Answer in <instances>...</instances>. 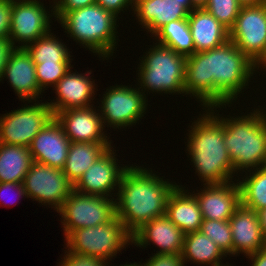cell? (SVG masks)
<instances>
[{"label": "cell", "mask_w": 266, "mask_h": 266, "mask_svg": "<svg viewBox=\"0 0 266 266\" xmlns=\"http://www.w3.org/2000/svg\"><path fill=\"white\" fill-rule=\"evenodd\" d=\"M255 69V64L229 39L216 48L187 56L185 95L199 99L204 109L224 108L242 93Z\"/></svg>", "instance_id": "cell-1"}, {"label": "cell", "mask_w": 266, "mask_h": 266, "mask_svg": "<svg viewBox=\"0 0 266 266\" xmlns=\"http://www.w3.org/2000/svg\"><path fill=\"white\" fill-rule=\"evenodd\" d=\"M176 184L147 168L128 166L115 193L116 217L133 234L144 223L166 215L167 201Z\"/></svg>", "instance_id": "cell-2"}, {"label": "cell", "mask_w": 266, "mask_h": 266, "mask_svg": "<svg viewBox=\"0 0 266 266\" xmlns=\"http://www.w3.org/2000/svg\"><path fill=\"white\" fill-rule=\"evenodd\" d=\"M213 109L205 110L207 113L192 123L187 135L188 154L204 186L232 182L235 174L224 143L223 124L214 116Z\"/></svg>", "instance_id": "cell-3"}, {"label": "cell", "mask_w": 266, "mask_h": 266, "mask_svg": "<svg viewBox=\"0 0 266 266\" xmlns=\"http://www.w3.org/2000/svg\"><path fill=\"white\" fill-rule=\"evenodd\" d=\"M214 115L224 127V143L234 172L266 166V118L261 109L250 115L224 118ZM246 169V171H244Z\"/></svg>", "instance_id": "cell-4"}, {"label": "cell", "mask_w": 266, "mask_h": 266, "mask_svg": "<svg viewBox=\"0 0 266 266\" xmlns=\"http://www.w3.org/2000/svg\"><path fill=\"white\" fill-rule=\"evenodd\" d=\"M117 19L113 13L95 3L68 11L59 23L74 41L85 45L102 59H109L117 45Z\"/></svg>", "instance_id": "cell-5"}, {"label": "cell", "mask_w": 266, "mask_h": 266, "mask_svg": "<svg viewBox=\"0 0 266 266\" xmlns=\"http://www.w3.org/2000/svg\"><path fill=\"white\" fill-rule=\"evenodd\" d=\"M139 59V89L166 94H184L186 56L173 49L155 43L152 48Z\"/></svg>", "instance_id": "cell-6"}, {"label": "cell", "mask_w": 266, "mask_h": 266, "mask_svg": "<svg viewBox=\"0 0 266 266\" xmlns=\"http://www.w3.org/2000/svg\"><path fill=\"white\" fill-rule=\"evenodd\" d=\"M65 238L66 251L105 261H111L128 243H132V234L116 216L106 224L73 230Z\"/></svg>", "instance_id": "cell-7"}, {"label": "cell", "mask_w": 266, "mask_h": 266, "mask_svg": "<svg viewBox=\"0 0 266 266\" xmlns=\"http://www.w3.org/2000/svg\"><path fill=\"white\" fill-rule=\"evenodd\" d=\"M115 199L100 195L82 194L75 190L57 211L65 237L79 228L95 227L110 222L116 216ZM63 221V222H62Z\"/></svg>", "instance_id": "cell-8"}, {"label": "cell", "mask_w": 266, "mask_h": 266, "mask_svg": "<svg viewBox=\"0 0 266 266\" xmlns=\"http://www.w3.org/2000/svg\"><path fill=\"white\" fill-rule=\"evenodd\" d=\"M34 102L0 117V143L29 147L33 138L55 117L46 102Z\"/></svg>", "instance_id": "cell-9"}, {"label": "cell", "mask_w": 266, "mask_h": 266, "mask_svg": "<svg viewBox=\"0 0 266 266\" xmlns=\"http://www.w3.org/2000/svg\"><path fill=\"white\" fill-rule=\"evenodd\" d=\"M23 185L27 198L36 200L42 205H51L56 211L74 190V185L62 168L51 167L37 161L32 162Z\"/></svg>", "instance_id": "cell-10"}, {"label": "cell", "mask_w": 266, "mask_h": 266, "mask_svg": "<svg viewBox=\"0 0 266 266\" xmlns=\"http://www.w3.org/2000/svg\"><path fill=\"white\" fill-rule=\"evenodd\" d=\"M106 90L99 110L103 125L126 128L144 117L148 104L146 95L138 87L117 85Z\"/></svg>", "instance_id": "cell-11"}, {"label": "cell", "mask_w": 266, "mask_h": 266, "mask_svg": "<svg viewBox=\"0 0 266 266\" xmlns=\"http://www.w3.org/2000/svg\"><path fill=\"white\" fill-rule=\"evenodd\" d=\"M229 39L256 64L266 52V3L241 7Z\"/></svg>", "instance_id": "cell-12"}, {"label": "cell", "mask_w": 266, "mask_h": 266, "mask_svg": "<svg viewBox=\"0 0 266 266\" xmlns=\"http://www.w3.org/2000/svg\"><path fill=\"white\" fill-rule=\"evenodd\" d=\"M48 13L39 0H12L9 39L13 46L18 48V42L19 48H26L49 34L52 15Z\"/></svg>", "instance_id": "cell-13"}, {"label": "cell", "mask_w": 266, "mask_h": 266, "mask_svg": "<svg viewBox=\"0 0 266 266\" xmlns=\"http://www.w3.org/2000/svg\"><path fill=\"white\" fill-rule=\"evenodd\" d=\"M112 148L110 147L88 168L74 185L75 191L82 194L112 197L111 192L118 189L121 177L128 168L127 165L125 167L118 165L116 162L118 159Z\"/></svg>", "instance_id": "cell-14"}, {"label": "cell", "mask_w": 266, "mask_h": 266, "mask_svg": "<svg viewBox=\"0 0 266 266\" xmlns=\"http://www.w3.org/2000/svg\"><path fill=\"white\" fill-rule=\"evenodd\" d=\"M93 107L70 108L54 114L70 142L112 143L103 132L99 109Z\"/></svg>", "instance_id": "cell-15"}, {"label": "cell", "mask_w": 266, "mask_h": 266, "mask_svg": "<svg viewBox=\"0 0 266 266\" xmlns=\"http://www.w3.org/2000/svg\"><path fill=\"white\" fill-rule=\"evenodd\" d=\"M194 9L190 0H134L133 3L139 24L151 36L167 23L188 18Z\"/></svg>", "instance_id": "cell-16"}, {"label": "cell", "mask_w": 266, "mask_h": 266, "mask_svg": "<svg viewBox=\"0 0 266 266\" xmlns=\"http://www.w3.org/2000/svg\"><path fill=\"white\" fill-rule=\"evenodd\" d=\"M203 219L229 220L241 205L240 188L232 181L223 184H206L198 193H194Z\"/></svg>", "instance_id": "cell-17"}, {"label": "cell", "mask_w": 266, "mask_h": 266, "mask_svg": "<svg viewBox=\"0 0 266 266\" xmlns=\"http://www.w3.org/2000/svg\"><path fill=\"white\" fill-rule=\"evenodd\" d=\"M3 77H7L21 101H36L43 92L36 79L35 63L26 48L18 47L11 52Z\"/></svg>", "instance_id": "cell-18"}, {"label": "cell", "mask_w": 266, "mask_h": 266, "mask_svg": "<svg viewBox=\"0 0 266 266\" xmlns=\"http://www.w3.org/2000/svg\"><path fill=\"white\" fill-rule=\"evenodd\" d=\"M70 143L61 124L54 117L33 138L28 148L33 161L55 168H63L67 160Z\"/></svg>", "instance_id": "cell-19"}, {"label": "cell", "mask_w": 266, "mask_h": 266, "mask_svg": "<svg viewBox=\"0 0 266 266\" xmlns=\"http://www.w3.org/2000/svg\"><path fill=\"white\" fill-rule=\"evenodd\" d=\"M185 234L166 215L144 223L132 234V243L146 247L152 242L160 249L157 253L181 254Z\"/></svg>", "instance_id": "cell-20"}, {"label": "cell", "mask_w": 266, "mask_h": 266, "mask_svg": "<svg viewBox=\"0 0 266 266\" xmlns=\"http://www.w3.org/2000/svg\"><path fill=\"white\" fill-rule=\"evenodd\" d=\"M88 71L84 76L78 72L71 73L70 70L54 86L57 95L56 102L52 100L47 104L53 110V113L60 112L70 108H86L93 104L91 100L95 95V82L91 81ZM93 96V97H92Z\"/></svg>", "instance_id": "cell-21"}, {"label": "cell", "mask_w": 266, "mask_h": 266, "mask_svg": "<svg viewBox=\"0 0 266 266\" xmlns=\"http://www.w3.org/2000/svg\"><path fill=\"white\" fill-rule=\"evenodd\" d=\"M228 221L232 232L233 256L240 253L250 256L266 247L258 212L240 205Z\"/></svg>", "instance_id": "cell-22"}, {"label": "cell", "mask_w": 266, "mask_h": 266, "mask_svg": "<svg viewBox=\"0 0 266 266\" xmlns=\"http://www.w3.org/2000/svg\"><path fill=\"white\" fill-rule=\"evenodd\" d=\"M187 19L195 53L211 50L229 40V30L204 8H195Z\"/></svg>", "instance_id": "cell-23"}, {"label": "cell", "mask_w": 266, "mask_h": 266, "mask_svg": "<svg viewBox=\"0 0 266 266\" xmlns=\"http://www.w3.org/2000/svg\"><path fill=\"white\" fill-rule=\"evenodd\" d=\"M184 188L182 185H177L170 194L166 206V216L184 234H187L200 230L203 216L195 195L189 194Z\"/></svg>", "instance_id": "cell-24"}, {"label": "cell", "mask_w": 266, "mask_h": 266, "mask_svg": "<svg viewBox=\"0 0 266 266\" xmlns=\"http://www.w3.org/2000/svg\"><path fill=\"white\" fill-rule=\"evenodd\" d=\"M111 143L71 142L63 172L69 181L75 185L88 168L103 155Z\"/></svg>", "instance_id": "cell-25"}, {"label": "cell", "mask_w": 266, "mask_h": 266, "mask_svg": "<svg viewBox=\"0 0 266 266\" xmlns=\"http://www.w3.org/2000/svg\"><path fill=\"white\" fill-rule=\"evenodd\" d=\"M181 255L184 264L191 261L206 266H223L221 260L226 256L214 241L201 231L185 234Z\"/></svg>", "instance_id": "cell-26"}, {"label": "cell", "mask_w": 266, "mask_h": 266, "mask_svg": "<svg viewBox=\"0 0 266 266\" xmlns=\"http://www.w3.org/2000/svg\"><path fill=\"white\" fill-rule=\"evenodd\" d=\"M32 162L28 147L0 143V183H23Z\"/></svg>", "instance_id": "cell-27"}, {"label": "cell", "mask_w": 266, "mask_h": 266, "mask_svg": "<svg viewBox=\"0 0 266 266\" xmlns=\"http://www.w3.org/2000/svg\"><path fill=\"white\" fill-rule=\"evenodd\" d=\"M156 43L173 49L176 53L189 56L195 53L194 42L188 19L172 21L161 27L154 35Z\"/></svg>", "instance_id": "cell-28"}, {"label": "cell", "mask_w": 266, "mask_h": 266, "mask_svg": "<svg viewBox=\"0 0 266 266\" xmlns=\"http://www.w3.org/2000/svg\"><path fill=\"white\" fill-rule=\"evenodd\" d=\"M248 172L249 176L247 174L246 178L243 177L242 181L237 182L241 205L258 212L266 208V166Z\"/></svg>", "instance_id": "cell-29"}, {"label": "cell", "mask_w": 266, "mask_h": 266, "mask_svg": "<svg viewBox=\"0 0 266 266\" xmlns=\"http://www.w3.org/2000/svg\"><path fill=\"white\" fill-rule=\"evenodd\" d=\"M54 36L50 32L26 47L34 63L71 62L69 49L61 40L59 41V38L56 39Z\"/></svg>", "instance_id": "cell-30"}, {"label": "cell", "mask_w": 266, "mask_h": 266, "mask_svg": "<svg viewBox=\"0 0 266 266\" xmlns=\"http://www.w3.org/2000/svg\"><path fill=\"white\" fill-rule=\"evenodd\" d=\"M209 237L226 255H233V240L231 226L228 220H208L203 219L200 230Z\"/></svg>", "instance_id": "cell-31"}, {"label": "cell", "mask_w": 266, "mask_h": 266, "mask_svg": "<svg viewBox=\"0 0 266 266\" xmlns=\"http://www.w3.org/2000/svg\"><path fill=\"white\" fill-rule=\"evenodd\" d=\"M241 7L238 0H208L204 9L230 30L235 24Z\"/></svg>", "instance_id": "cell-32"}, {"label": "cell", "mask_w": 266, "mask_h": 266, "mask_svg": "<svg viewBox=\"0 0 266 266\" xmlns=\"http://www.w3.org/2000/svg\"><path fill=\"white\" fill-rule=\"evenodd\" d=\"M72 62L35 63L36 79L44 91L48 86L54 87L58 81L72 68Z\"/></svg>", "instance_id": "cell-33"}, {"label": "cell", "mask_w": 266, "mask_h": 266, "mask_svg": "<svg viewBox=\"0 0 266 266\" xmlns=\"http://www.w3.org/2000/svg\"><path fill=\"white\" fill-rule=\"evenodd\" d=\"M60 266H107L110 262L89 255L66 251Z\"/></svg>", "instance_id": "cell-34"}, {"label": "cell", "mask_w": 266, "mask_h": 266, "mask_svg": "<svg viewBox=\"0 0 266 266\" xmlns=\"http://www.w3.org/2000/svg\"><path fill=\"white\" fill-rule=\"evenodd\" d=\"M51 13L58 21L68 12L78 8H83L96 3V0H52ZM55 1V2H54ZM54 10V11H53Z\"/></svg>", "instance_id": "cell-35"}, {"label": "cell", "mask_w": 266, "mask_h": 266, "mask_svg": "<svg viewBox=\"0 0 266 266\" xmlns=\"http://www.w3.org/2000/svg\"><path fill=\"white\" fill-rule=\"evenodd\" d=\"M139 266H185L181 254L154 253L147 262Z\"/></svg>", "instance_id": "cell-36"}, {"label": "cell", "mask_w": 266, "mask_h": 266, "mask_svg": "<svg viewBox=\"0 0 266 266\" xmlns=\"http://www.w3.org/2000/svg\"><path fill=\"white\" fill-rule=\"evenodd\" d=\"M12 0H0V38H9Z\"/></svg>", "instance_id": "cell-37"}, {"label": "cell", "mask_w": 266, "mask_h": 266, "mask_svg": "<svg viewBox=\"0 0 266 266\" xmlns=\"http://www.w3.org/2000/svg\"><path fill=\"white\" fill-rule=\"evenodd\" d=\"M134 0H96V4L100 5L102 8H104L107 11H110L113 13L116 17H118V14L129 6H131V9H133Z\"/></svg>", "instance_id": "cell-38"}, {"label": "cell", "mask_w": 266, "mask_h": 266, "mask_svg": "<svg viewBox=\"0 0 266 266\" xmlns=\"http://www.w3.org/2000/svg\"><path fill=\"white\" fill-rule=\"evenodd\" d=\"M15 49L9 38H0V81L11 52Z\"/></svg>", "instance_id": "cell-39"}, {"label": "cell", "mask_w": 266, "mask_h": 266, "mask_svg": "<svg viewBox=\"0 0 266 266\" xmlns=\"http://www.w3.org/2000/svg\"><path fill=\"white\" fill-rule=\"evenodd\" d=\"M11 190L12 191L15 190L17 192V194L19 195V197L20 196L21 197L22 196L27 197V193L25 191V187H24L23 183H14V182H2V183H0V197H1V195L4 194L5 191L8 192Z\"/></svg>", "instance_id": "cell-40"}, {"label": "cell", "mask_w": 266, "mask_h": 266, "mask_svg": "<svg viewBox=\"0 0 266 266\" xmlns=\"http://www.w3.org/2000/svg\"><path fill=\"white\" fill-rule=\"evenodd\" d=\"M251 261V266H266V247L260 249L255 254L248 256Z\"/></svg>", "instance_id": "cell-41"}, {"label": "cell", "mask_w": 266, "mask_h": 266, "mask_svg": "<svg viewBox=\"0 0 266 266\" xmlns=\"http://www.w3.org/2000/svg\"><path fill=\"white\" fill-rule=\"evenodd\" d=\"M258 216L260 220L262 234H263L264 239L266 240V208L259 210Z\"/></svg>", "instance_id": "cell-42"}, {"label": "cell", "mask_w": 266, "mask_h": 266, "mask_svg": "<svg viewBox=\"0 0 266 266\" xmlns=\"http://www.w3.org/2000/svg\"><path fill=\"white\" fill-rule=\"evenodd\" d=\"M239 4L243 6H255L265 4L266 0H238Z\"/></svg>", "instance_id": "cell-43"}, {"label": "cell", "mask_w": 266, "mask_h": 266, "mask_svg": "<svg viewBox=\"0 0 266 266\" xmlns=\"http://www.w3.org/2000/svg\"><path fill=\"white\" fill-rule=\"evenodd\" d=\"M208 0H190L194 8H204Z\"/></svg>", "instance_id": "cell-44"}, {"label": "cell", "mask_w": 266, "mask_h": 266, "mask_svg": "<svg viewBox=\"0 0 266 266\" xmlns=\"http://www.w3.org/2000/svg\"><path fill=\"white\" fill-rule=\"evenodd\" d=\"M259 67H263L262 69H266V52L263 57L255 64V68H257V70L259 69Z\"/></svg>", "instance_id": "cell-45"}, {"label": "cell", "mask_w": 266, "mask_h": 266, "mask_svg": "<svg viewBox=\"0 0 266 266\" xmlns=\"http://www.w3.org/2000/svg\"><path fill=\"white\" fill-rule=\"evenodd\" d=\"M107 266H109V264ZM121 266H139V263H136V262L131 263V264H129V263L127 264L126 263L125 265L122 264Z\"/></svg>", "instance_id": "cell-46"}, {"label": "cell", "mask_w": 266, "mask_h": 266, "mask_svg": "<svg viewBox=\"0 0 266 266\" xmlns=\"http://www.w3.org/2000/svg\"><path fill=\"white\" fill-rule=\"evenodd\" d=\"M262 113H264V117L266 118V111L264 109H261ZM264 111V112H263Z\"/></svg>", "instance_id": "cell-47"}]
</instances>
